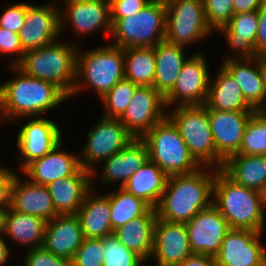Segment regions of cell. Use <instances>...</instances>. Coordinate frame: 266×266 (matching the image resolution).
<instances>
[{"label": "cell", "instance_id": "1", "mask_svg": "<svg viewBox=\"0 0 266 266\" xmlns=\"http://www.w3.org/2000/svg\"><path fill=\"white\" fill-rule=\"evenodd\" d=\"M200 167L188 174L168 176L165 190L156 209L157 218L186 223L213 204V184L217 169Z\"/></svg>", "mask_w": 266, "mask_h": 266}, {"label": "cell", "instance_id": "2", "mask_svg": "<svg viewBox=\"0 0 266 266\" xmlns=\"http://www.w3.org/2000/svg\"><path fill=\"white\" fill-rule=\"evenodd\" d=\"M17 77L0 85V116L5 119L42 117L69 97L54 83L24 74L16 66Z\"/></svg>", "mask_w": 266, "mask_h": 266}, {"label": "cell", "instance_id": "3", "mask_svg": "<svg viewBox=\"0 0 266 266\" xmlns=\"http://www.w3.org/2000/svg\"><path fill=\"white\" fill-rule=\"evenodd\" d=\"M213 197V205L231 229L264 232L265 209L259 191L235 183L218 169L213 184Z\"/></svg>", "mask_w": 266, "mask_h": 266}, {"label": "cell", "instance_id": "4", "mask_svg": "<svg viewBox=\"0 0 266 266\" xmlns=\"http://www.w3.org/2000/svg\"><path fill=\"white\" fill-rule=\"evenodd\" d=\"M77 52L76 44L60 43L57 39L25 51L16 67L30 77L54 83L70 97L76 83Z\"/></svg>", "mask_w": 266, "mask_h": 266}, {"label": "cell", "instance_id": "5", "mask_svg": "<svg viewBox=\"0 0 266 266\" xmlns=\"http://www.w3.org/2000/svg\"><path fill=\"white\" fill-rule=\"evenodd\" d=\"M77 52L76 83L69 99L83 88H94L100 98L125 78L124 48L113 44ZM84 77V78H83Z\"/></svg>", "mask_w": 266, "mask_h": 266}, {"label": "cell", "instance_id": "6", "mask_svg": "<svg viewBox=\"0 0 266 266\" xmlns=\"http://www.w3.org/2000/svg\"><path fill=\"white\" fill-rule=\"evenodd\" d=\"M172 110L167 117L177 127L194 160L210 171L221 169L224 161L216 153L207 107L177 105Z\"/></svg>", "mask_w": 266, "mask_h": 266}, {"label": "cell", "instance_id": "7", "mask_svg": "<svg viewBox=\"0 0 266 266\" xmlns=\"http://www.w3.org/2000/svg\"><path fill=\"white\" fill-rule=\"evenodd\" d=\"M141 140L147 146L149 159L167 176L192 173L201 167L190 154L177 127L167 116Z\"/></svg>", "mask_w": 266, "mask_h": 266}, {"label": "cell", "instance_id": "8", "mask_svg": "<svg viewBox=\"0 0 266 266\" xmlns=\"http://www.w3.org/2000/svg\"><path fill=\"white\" fill-rule=\"evenodd\" d=\"M114 43L120 48L154 47L165 40L166 5L150 1L133 16L110 19Z\"/></svg>", "mask_w": 266, "mask_h": 266}, {"label": "cell", "instance_id": "9", "mask_svg": "<svg viewBox=\"0 0 266 266\" xmlns=\"http://www.w3.org/2000/svg\"><path fill=\"white\" fill-rule=\"evenodd\" d=\"M212 30L207 24L203 0H174L166 5L165 41L185 47L201 41Z\"/></svg>", "mask_w": 266, "mask_h": 266}, {"label": "cell", "instance_id": "10", "mask_svg": "<svg viewBox=\"0 0 266 266\" xmlns=\"http://www.w3.org/2000/svg\"><path fill=\"white\" fill-rule=\"evenodd\" d=\"M88 132V141L80 154L81 168L95 173L94 163L104 161L121 151L135 138L118 118L101 116L99 122Z\"/></svg>", "mask_w": 266, "mask_h": 266}, {"label": "cell", "instance_id": "11", "mask_svg": "<svg viewBox=\"0 0 266 266\" xmlns=\"http://www.w3.org/2000/svg\"><path fill=\"white\" fill-rule=\"evenodd\" d=\"M204 54L197 52L184 63L173 89L164 97L169 106L204 105L210 86V72Z\"/></svg>", "mask_w": 266, "mask_h": 266}, {"label": "cell", "instance_id": "12", "mask_svg": "<svg viewBox=\"0 0 266 266\" xmlns=\"http://www.w3.org/2000/svg\"><path fill=\"white\" fill-rule=\"evenodd\" d=\"M164 97L152 86L138 87L124 113L118 118L127 131L141 139L167 112Z\"/></svg>", "mask_w": 266, "mask_h": 266}, {"label": "cell", "instance_id": "13", "mask_svg": "<svg viewBox=\"0 0 266 266\" xmlns=\"http://www.w3.org/2000/svg\"><path fill=\"white\" fill-rule=\"evenodd\" d=\"M262 232L231 229L215 256L217 266H266Z\"/></svg>", "mask_w": 266, "mask_h": 266}, {"label": "cell", "instance_id": "14", "mask_svg": "<svg viewBox=\"0 0 266 266\" xmlns=\"http://www.w3.org/2000/svg\"><path fill=\"white\" fill-rule=\"evenodd\" d=\"M193 254L215 257L225 235L231 230L221 212L212 204L185 223Z\"/></svg>", "mask_w": 266, "mask_h": 266}, {"label": "cell", "instance_id": "15", "mask_svg": "<svg viewBox=\"0 0 266 266\" xmlns=\"http://www.w3.org/2000/svg\"><path fill=\"white\" fill-rule=\"evenodd\" d=\"M56 3L27 4L25 24L18 36L24 51L44 47L59 39L60 10Z\"/></svg>", "mask_w": 266, "mask_h": 266}, {"label": "cell", "instance_id": "16", "mask_svg": "<svg viewBox=\"0 0 266 266\" xmlns=\"http://www.w3.org/2000/svg\"><path fill=\"white\" fill-rule=\"evenodd\" d=\"M61 130L52 120L30 117L17 135V146L20 151L18 157L21 170L32 160L43 157L56 147L61 140Z\"/></svg>", "mask_w": 266, "mask_h": 266}, {"label": "cell", "instance_id": "17", "mask_svg": "<svg viewBox=\"0 0 266 266\" xmlns=\"http://www.w3.org/2000/svg\"><path fill=\"white\" fill-rule=\"evenodd\" d=\"M192 253L185 223L157 218L154 225L153 250L156 266H179Z\"/></svg>", "mask_w": 266, "mask_h": 266}, {"label": "cell", "instance_id": "18", "mask_svg": "<svg viewBox=\"0 0 266 266\" xmlns=\"http://www.w3.org/2000/svg\"><path fill=\"white\" fill-rule=\"evenodd\" d=\"M254 112L208 109L216 153L223 161L238 153L246 125Z\"/></svg>", "mask_w": 266, "mask_h": 266}, {"label": "cell", "instance_id": "19", "mask_svg": "<svg viewBox=\"0 0 266 266\" xmlns=\"http://www.w3.org/2000/svg\"><path fill=\"white\" fill-rule=\"evenodd\" d=\"M64 3H66L64 10H60V33L66 27L64 22H69L78 35H87L101 28L111 34L108 1L65 0Z\"/></svg>", "mask_w": 266, "mask_h": 266}, {"label": "cell", "instance_id": "20", "mask_svg": "<svg viewBox=\"0 0 266 266\" xmlns=\"http://www.w3.org/2000/svg\"><path fill=\"white\" fill-rule=\"evenodd\" d=\"M61 147L60 142L46 155L32 160L22 169L29 181L48 186L58 179L72 176L81 168L80 157L64 150L58 151Z\"/></svg>", "mask_w": 266, "mask_h": 266}, {"label": "cell", "instance_id": "21", "mask_svg": "<svg viewBox=\"0 0 266 266\" xmlns=\"http://www.w3.org/2000/svg\"><path fill=\"white\" fill-rule=\"evenodd\" d=\"M253 62V63H252ZM253 65V66H252ZM221 66L241 88L247 103L255 111L264 112V76L258 57L227 58Z\"/></svg>", "mask_w": 266, "mask_h": 266}, {"label": "cell", "instance_id": "22", "mask_svg": "<svg viewBox=\"0 0 266 266\" xmlns=\"http://www.w3.org/2000/svg\"><path fill=\"white\" fill-rule=\"evenodd\" d=\"M83 241L84 235L75 214L57 215L46 224L43 247L56 256L71 261Z\"/></svg>", "mask_w": 266, "mask_h": 266}, {"label": "cell", "instance_id": "23", "mask_svg": "<svg viewBox=\"0 0 266 266\" xmlns=\"http://www.w3.org/2000/svg\"><path fill=\"white\" fill-rule=\"evenodd\" d=\"M10 208L42 218L48 222L59 215L54 208L47 186L21 181L16 175L11 186Z\"/></svg>", "mask_w": 266, "mask_h": 266}, {"label": "cell", "instance_id": "24", "mask_svg": "<svg viewBox=\"0 0 266 266\" xmlns=\"http://www.w3.org/2000/svg\"><path fill=\"white\" fill-rule=\"evenodd\" d=\"M92 176L91 171L80 168L72 176L58 179L47 186L55 211L59 215L76 214L86 194L94 188Z\"/></svg>", "mask_w": 266, "mask_h": 266}, {"label": "cell", "instance_id": "25", "mask_svg": "<svg viewBox=\"0 0 266 266\" xmlns=\"http://www.w3.org/2000/svg\"><path fill=\"white\" fill-rule=\"evenodd\" d=\"M148 159L146 144L141 139H134L121 151L104 160L100 184L120 181V187H123Z\"/></svg>", "mask_w": 266, "mask_h": 266}, {"label": "cell", "instance_id": "26", "mask_svg": "<svg viewBox=\"0 0 266 266\" xmlns=\"http://www.w3.org/2000/svg\"><path fill=\"white\" fill-rule=\"evenodd\" d=\"M92 190L86 194L82 206L75 215L79 219L84 238L103 239L113 234L110 193L93 196Z\"/></svg>", "mask_w": 266, "mask_h": 266}, {"label": "cell", "instance_id": "27", "mask_svg": "<svg viewBox=\"0 0 266 266\" xmlns=\"http://www.w3.org/2000/svg\"><path fill=\"white\" fill-rule=\"evenodd\" d=\"M156 220V209L151 207L144 215L115 229L113 235L125 248L135 252L146 262L151 259Z\"/></svg>", "mask_w": 266, "mask_h": 266}, {"label": "cell", "instance_id": "28", "mask_svg": "<svg viewBox=\"0 0 266 266\" xmlns=\"http://www.w3.org/2000/svg\"><path fill=\"white\" fill-rule=\"evenodd\" d=\"M258 30V11L234 14L228 24L218 30L225 35L227 44L236 53V58H254L255 38Z\"/></svg>", "mask_w": 266, "mask_h": 266}, {"label": "cell", "instance_id": "29", "mask_svg": "<svg viewBox=\"0 0 266 266\" xmlns=\"http://www.w3.org/2000/svg\"><path fill=\"white\" fill-rule=\"evenodd\" d=\"M183 48L167 41L154 46L155 79L153 87L165 97L174 87L187 58H184Z\"/></svg>", "mask_w": 266, "mask_h": 266}, {"label": "cell", "instance_id": "30", "mask_svg": "<svg viewBox=\"0 0 266 266\" xmlns=\"http://www.w3.org/2000/svg\"><path fill=\"white\" fill-rule=\"evenodd\" d=\"M204 105L207 109L220 111H255L243 97L240 86L222 66L210 82Z\"/></svg>", "mask_w": 266, "mask_h": 266}, {"label": "cell", "instance_id": "31", "mask_svg": "<svg viewBox=\"0 0 266 266\" xmlns=\"http://www.w3.org/2000/svg\"><path fill=\"white\" fill-rule=\"evenodd\" d=\"M221 170L235 183L260 192L266 184V155H232Z\"/></svg>", "mask_w": 266, "mask_h": 266}, {"label": "cell", "instance_id": "32", "mask_svg": "<svg viewBox=\"0 0 266 266\" xmlns=\"http://www.w3.org/2000/svg\"><path fill=\"white\" fill-rule=\"evenodd\" d=\"M47 222L42 218L9 208L4 216L3 235L29 249L42 247Z\"/></svg>", "mask_w": 266, "mask_h": 266}, {"label": "cell", "instance_id": "33", "mask_svg": "<svg viewBox=\"0 0 266 266\" xmlns=\"http://www.w3.org/2000/svg\"><path fill=\"white\" fill-rule=\"evenodd\" d=\"M168 176L150 159L123 186L134 196L156 208L165 190Z\"/></svg>", "mask_w": 266, "mask_h": 266}, {"label": "cell", "instance_id": "34", "mask_svg": "<svg viewBox=\"0 0 266 266\" xmlns=\"http://www.w3.org/2000/svg\"><path fill=\"white\" fill-rule=\"evenodd\" d=\"M125 79L137 86H152L155 79L154 47L124 48Z\"/></svg>", "mask_w": 266, "mask_h": 266}, {"label": "cell", "instance_id": "35", "mask_svg": "<svg viewBox=\"0 0 266 266\" xmlns=\"http://www.w3.org/2000/svg\"><path fill=\"white\" fill-rule=\"evenodd\" d=\"M110 191L111 227L112 231L125 225L134 218L144 215L151 206L143 199L134 196L125 188Z\"/></svg>", "mask_w": 266, "mask_h": 266}, {"label": "cell", "instance_id": "36", "mask_svg": "<svg viewBox=\"0 0 266 266\" xmlns=\"http://www.w3.org/2000/svg\"><path fill=\"white\" fill-rule=\"evenodd\" d=\"M235 155H266V112L255 111L250 117Z\"/></svg>", "mask_w": 266, "mask_h": 266}, {"label": "cell", "instance_id": "37", "mask_svg": "<svg viewBox=\"0 0 266 266\" xmlns=\"http://www.w3.org/2000/svg\"><path fill=\"white\" fill-rule=\"evenodd\" d=\"M138 87L139 86L125 78L116 83L103 98H101L105 106L102 116L107 118H119L130 104Z\"/></svg>", "mask_w": 266, "mask_h": 266}, {"label": "cell", "instance_id": "38", "mask_svg": "<svg viewBox=\"0 0 266 266\" xmlns=\"http://www.w3.org/2000/svg\"><path fill=\"white\" fill-rule=\"evenodd\" d=\"M103 266H144L145 260L135 252L125 248L113 235L103 238Z\"/></svg>", "mask_w": 266, "mask_h": 266}, {"label": "cell", "instance_id": "39", "mask_svg": "<svg viewBox=\"0 0 266 266\" xmlns=\"http://www.w3.org/2000/svg\"><path fill=\"white\" fill-rule=\"evenodd\" d=\"M234 0H203V7L208 26L212 31L226 26L234 15Z\"/></svg>", "mask_w": 266, "mask_h": 266}, {"label": "cell", "instance_id": "40", "mask_svg": "<svg viewBox=\"0 0 266 266\" xmlns=\"http://www.w3.org/2000/svg\"><path fill=\"white\" fill-rule=\"evenodd\" d=\"M103 262V239L84 238L71 260V266H103Z\"/></svg>", "mask_w": 266, "mask_h": 266}, {"label": "cell", "instance_id": "41", "mask_svg": "<svg viewBox=\"0 0 266 266\" xmlns=\"http://www.w3.org/2000/svg\"><path fill=\"white\" fill-rule=\"evenodd\" d=\"M24 266H71V261L46 250L43 246L28 249Z\"/></svg>", "mask_w": 266, "mask_h": 266}, {"label": "cell", "instance_id": "42", "mask_svg": "<svg viewBox=\"0 0 266 266\" xmlns=\"http://www.w3.org/2000/svg\"><path fill=\"white\" fill-rule=\"evenodd\" d=\"M27 3L9 5L0 15V27L19 33L25 24Z\"/></svg>", "mask_w": 266, "mask_h": 266}, {"label": "cell", "instance_id": "43", "mask_svg": "<svg viewBox=\"0 0 266 266\" xmlns=\"http://www.w3.org/2000/svg\"><path fill=\"white\" fill-rule=\"evenodd\" d=\"M0 53L13 54L16 59L12 61L11 66H16L23 58L25 51L23 50L17 33L0 27ZM14 53L16 55L14 56Z\"/></svg>", "mask_w": 266, "mask_h": 266}, {"label": "cell", "instance_id": "44", "mask_svg": "<svg viewBox=\"0 0 266 266\" xmlns=\"http://www.w3.org/2000/svg\"><path fill=\"white\" fill-rule=\"evenodd\" d=\"M151 0H111L109 2L110 19L133 16L141 11Z\"/></svg>", "mask_w": 266, "mask_h": 266}, {"label": "cell", "instance_id": "45", "mask_svg": "<svg viewBox=\"0 0 266 266\" xmlns=\"http://www.w3.org/2000/svg\"><path fill=\"white\" fill-rule=\"evenodd\" d=\"M17 173L0 166V210H8L11 200V186Z\"/></svg>", "mask_w": 266, "mask_h": 266}, {"label": "cell", "instance_id": "46", "mask_svg": "<svg viewBox=\"0 0 266 266\" xmlns=\"http://www.w3.org/2000/svg\"><path fill=\"white\" fill-rule=\"evenodd\" d=\"M258 30L255 38L256 56L266 54V0L258 8Z\"/></svg>", "mask_w": 266, "mask_h": 266}, {"label": "cell", "instance_id": "47", "mask_svg": "<svg viewBox=\"0 0 266 266\" xmlns=\"http://www.w3.org/2000/svg\"><path fill=\"white\" fill-rule=\"evenodd\" d=\"M179 266H217L215 257L203 254H191Z\"/></svg>", "mask_w": 266, "mask_h": 266}, {"label": "cell", "instance_id": "48", "mask_svg": "<svg viewBox=\"0 0 266 266\" xmlns=\"http://www.w3.org/2000/svg\"><path fill=\"white\" fill-rule=\"evenodd\" d=\"M265 0H234L233 11L234 14L251 12L258 10Z\"/></svg>", "mask_w": 266, "mask_h": 266}, {"label": "cell", "instance_id": "49", "mask_svg": "<svg viewBox=\"0 0 266 266\" xmlns=\"http://www.w3.org/2000/svg\"><path fill=\"white\" fill-rule=\"evenodd\" d=\"M2 234L3 233H0V266L7 262V259L10 255V249L3 238L4 235Z\"/></svg>", "mask_w": 266, "mask_h": 266}, {"label": "cell", "instance_id": "50", "mask_svg": "<svg viewBox=\"0 0 266 266\" xmlns=\"http://www.w3.org/2000/svg\"><path fill=\"white\" fill-rule=\"evenodd\" d=\"M264 76V112H266V54L258 56Z\"/></svg>", "mask_w": 266, "mask_h": 266}, {"label": "cell", "instance_id": "51", "mask_svg": "<svg viewBox=\"0 0 266 266\" xmlns=\"http://www.w3.org/2000/svg\"><path fill=\"white\" fill-rule=\"evenodd\" d=\"M260 195H261L262 206L264 209V207L266 206V184L264 185L263 189L260 191Z\"/></svg>", "mask_w": 266, "mask_h": 266}, {"label": "cell", "instance_id": "52", "mask_svg": "<svg viewBox=\"0 0 266 266\" xmlns=\"http://www.w3.org/2000/svg\"><path fill=\"white\" fill-rule=\"evenodd\" d=\"M7 210H0V233H3L4 228V216Z\"/></svg>", "mask_w": 266, "mask_h": 266}, {"label": "cell", "instance_id": "53", "mask_svg": "<svg viewBox=\"0 0 266 266\" xmlns=\"http://www.w3.org/2000/svg\"><path fill=\"white\" fill-rule=\"evenodd\" d=\"M157 1L161 2L162 4L167 5V4H169L170 2H172L174 0H157Z\"/></svg>", "mask_w": 266, "mask_h": 266}]
</instances>
